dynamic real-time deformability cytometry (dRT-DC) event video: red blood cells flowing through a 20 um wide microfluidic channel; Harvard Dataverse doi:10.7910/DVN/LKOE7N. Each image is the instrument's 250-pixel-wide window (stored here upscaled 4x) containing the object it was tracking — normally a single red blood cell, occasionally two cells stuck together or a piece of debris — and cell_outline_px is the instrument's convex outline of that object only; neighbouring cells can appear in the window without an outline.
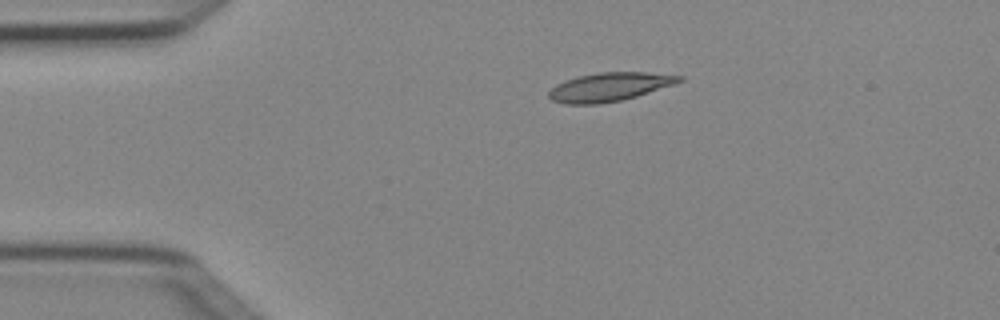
{"species": "Egyptian fruit bat (a non-hibernating species)", "species_latin": "Rousettus aegyptiacus", "temperature_condition": "cold", "stored_images_in_passage": 2, "camera_frame_rate_fps": 3000, "um_per_image_px": 0.085, "animal": {"sex": "female"}, "frame": {"image": 1, "passage_image": 1, "time_ms": 0.0, "image_size_px": [1000, 320], "cell_outline_px": [[684, 80], [676, 84], [636, 96], [620, 100], [596, 104], [564, 104], [552, 100], [548, 96], [548, 92], [556, 84], [564, 80], [596, 72], [648, 72], [684, 76]], "centroid_in_image_um": [51.82, 7.38], "position_along_channel_um": 33.2, "area_um2": 21.79}}